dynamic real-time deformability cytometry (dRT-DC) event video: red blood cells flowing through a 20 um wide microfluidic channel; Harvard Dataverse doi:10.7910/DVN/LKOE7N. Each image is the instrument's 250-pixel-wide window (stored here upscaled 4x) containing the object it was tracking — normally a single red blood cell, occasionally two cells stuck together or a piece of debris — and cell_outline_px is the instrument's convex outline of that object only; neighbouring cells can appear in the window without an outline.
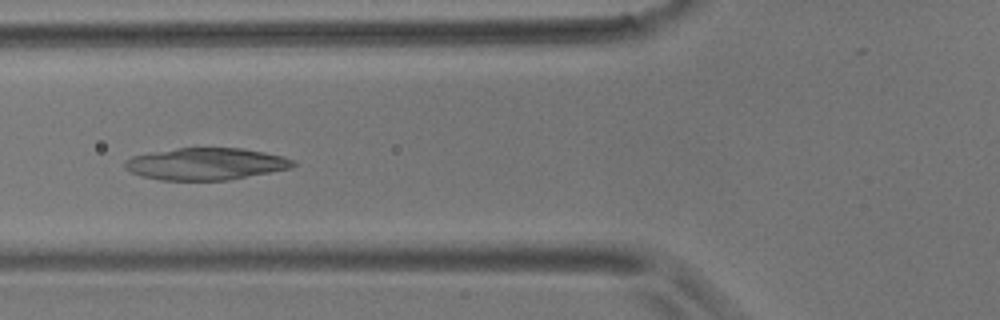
{"species": "common noctule bat (a hibernating species)", "species_latin": "Nyctalus noctula", "temperature_condition": "room temperature", "stored_images_in_passage": 9, "camera_frame_rate_fps": 3000, "um_per_image_px": 0.085, "animal": {"sex": "male", "body_mass_g": 17.9}, "frame": {"image": 1, "passage_image": 6, "time_ms": 6.667, "image_size_px": [1000, 320], "cell_outline_px": [[296, 164], [292, 168], [228, 180], [160, 180], [144, 176], [132, 172], [124, 168], [124, 160], [132, 156], [152, 152], [176, 148], [244, 148], [284, 156], [292, 160]], "centroid_in_image_um": [17.5, 13.93], "position_along_channel_um": 108.3, "area_um2": 31.33}}
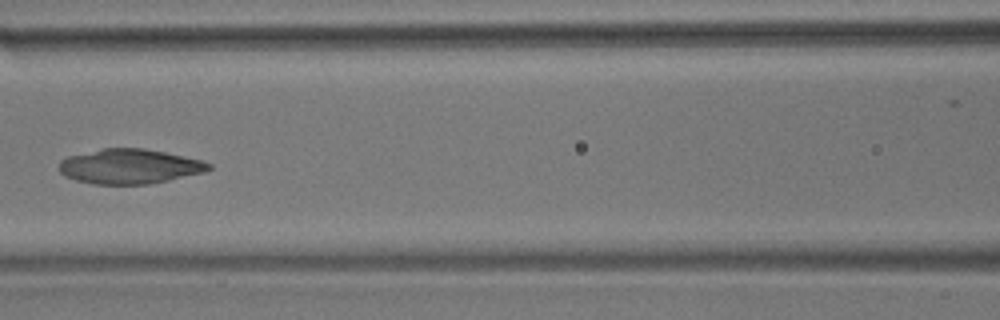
{"frame": {"image": 2, "passage_image": 7, "time_ms": 8.0, "image_size_px": [1000, 320], "cell_outline_px": [[212, 168], [204, 172], [168, 180], [148, 184], [92, 184], [76, 180], [64, 176], [60, 172], [60, 160], [68, 156], [104, 148], [144, 148], [204, 160], [212, 164]], "centroid_in_image_um": [11.03, 14.14], "position_along_channel_um": 155.6, "area_um2": 30.29}}
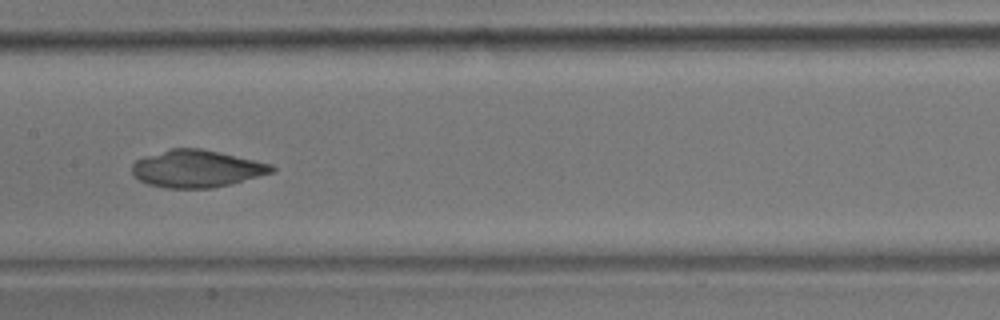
{"frame": {"image": 3, "passage_image": 8, "time_ms": 9.0, "image_size_px": [1000, 320], "cell_outline_px": [[276, 168], [272, 172], [232, 184], [212, 188], [164, 188], [148, 184], [140, 180], [132, 172], [132, 164], [136, 160], [144, 156], [172, 148], [200, 148], [220, 152], [272, 164]], "centroid_in_image_um": [16.71, 14.34], "position_along_channel_um": 190.7, "area_um2": 30.29}}